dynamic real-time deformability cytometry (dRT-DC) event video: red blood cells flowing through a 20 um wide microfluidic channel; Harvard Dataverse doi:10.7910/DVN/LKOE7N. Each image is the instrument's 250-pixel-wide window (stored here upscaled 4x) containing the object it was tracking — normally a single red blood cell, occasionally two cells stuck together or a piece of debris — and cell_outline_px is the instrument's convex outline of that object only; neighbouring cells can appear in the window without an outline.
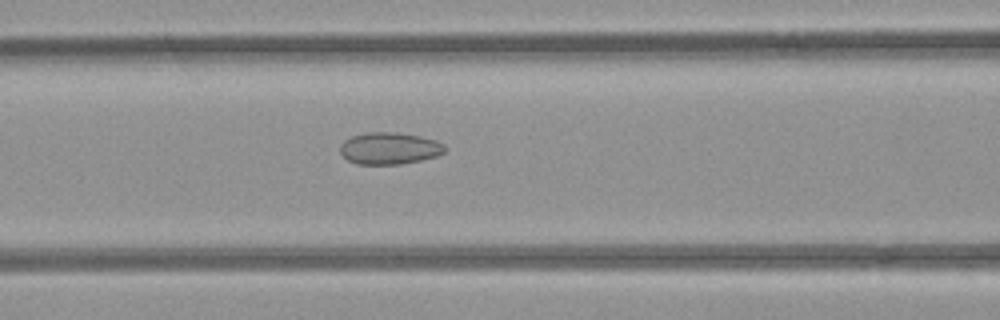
{"species": "common noctule bat (a hibernating species)", "species_latin": "Nyctalus noctula", "temperature_condition": "room temperature", "stored_images_in_passage": 31, "camera_frame_rate_fps": 3000, "um_per_image_px": 0.085, "animal": {"sex": "female", "body_mass_g": 21.9}, "frame": {"image": 1, "passage_image": 7, "time_ms": 2.0, "image_size_px": [1000, 320], "cell_outline_px": [[448, 148], [444, 152], [436, 156], [420, 160], [400, 164], [356, 164], [348, 160], [340, 152], [340, 144], [344, 140], [352, 136], [368, 132], [396, 132], [420, 136], [436, 140], [444, 144]], "centroid_in_image_um": [33.11, 12.6], "position_along_channel_um": 133.5, "area_um2": 19.54}}
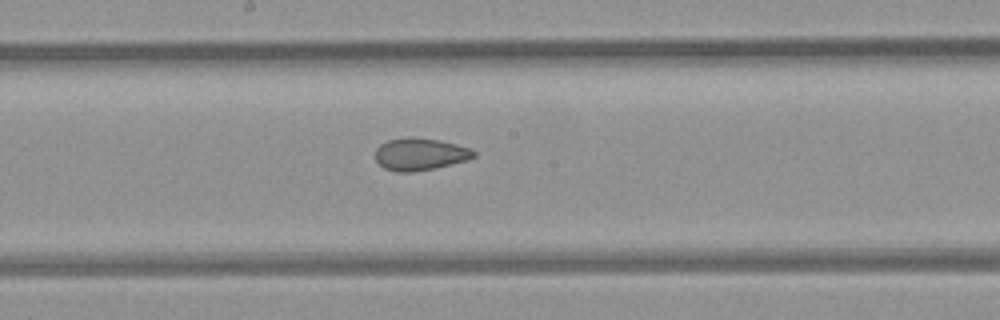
{"frame": {"image": 2, "passage_image": 13, "time_ms": 4.0, "image_size_px": [1000, 320], "cell_outline_px": [[476, 156], [464, 160], [432, 168], [412, 172], [396, 172], [384, 168], [376, 160], [376, 148], [380, 144], [388, 140], [412, 136], [440, 140], [456, 144], [468, 148], [476, 152]], "centroid_in_image_um": [35.66, 13.09], "position_along_channel_um": 212.5, "area_um2": 18.26}}
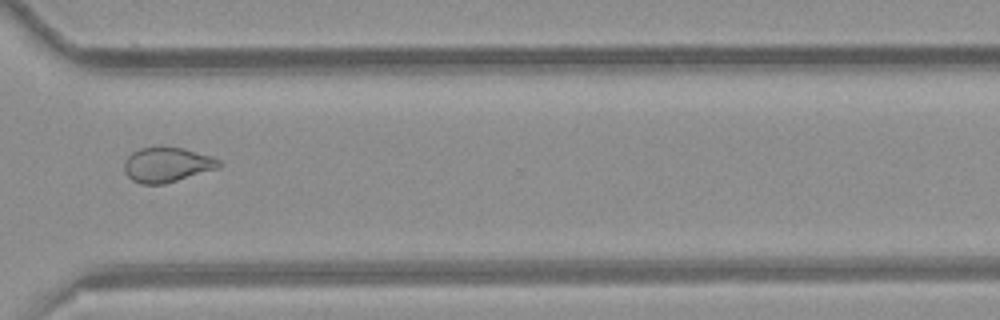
{"frame": {"image": 3, "passage_image": 24, "time_ms": 7.667, "image_size_px": [1000, 320], "cell_outline_px": [[224, 164], [220, 168], [164, 184], [140, 184], [132, 180], [124, 172], [124, 160], [132, 152], [140, 148], [160, 144], [184, 148], [220, 160]], "centroid_in_image_um": [14.18, 13.97], "position_along_channel_um": 356.4, "area_um2": 19.77}, "authors_computed_cell_mechanics": {"area_um2": 18.9584, "velocity_mm_per_s": 3.9443, "shape_relaxation_time_tau1_ms": null, "shape_relaxation_time_tau2_ms": 1.618, "deformation_change_tau1": null, "deformation_change_tau2": 0.0682}}